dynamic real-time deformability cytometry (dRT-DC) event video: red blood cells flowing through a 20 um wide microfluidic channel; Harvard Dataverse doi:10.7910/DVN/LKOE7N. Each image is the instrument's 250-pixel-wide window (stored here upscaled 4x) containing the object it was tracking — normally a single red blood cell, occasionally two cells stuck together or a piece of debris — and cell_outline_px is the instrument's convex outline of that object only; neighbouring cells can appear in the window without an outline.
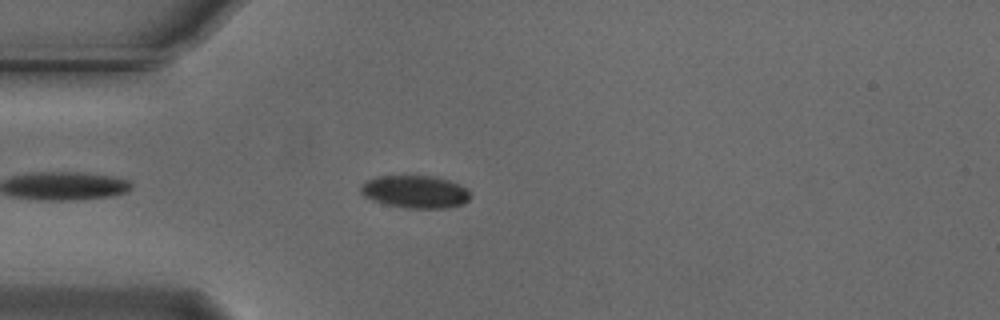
{"species": "Egyptian fruit bat (a non-hibernating species)", "species_latin": "Rousettus aegyptiacus", "temperature_condition": "cold", "stored_images_in_passage": 29, "camera_frame_rate_fps": 3000, "um_per_image_px": 0.085, "animal": {"sex": "male"}, "frame": {"image": 1, "passage_image": 5, "time_ms": 1.333, "image_size_px": [1000, 320], "cell_outline_px": [[472, 196], [464, 204], [448, 208], [408, 208], [388, 204], [372, 200], [364, 196], [360, 192], [360, 188], [368, 180], [376, 176], [436, 176], [460, 184], [468, 188]], "centroid_in_image_um": [35.36, 16.3], "position_along_channel_um": 49.6, "area_um2": 20.92}}
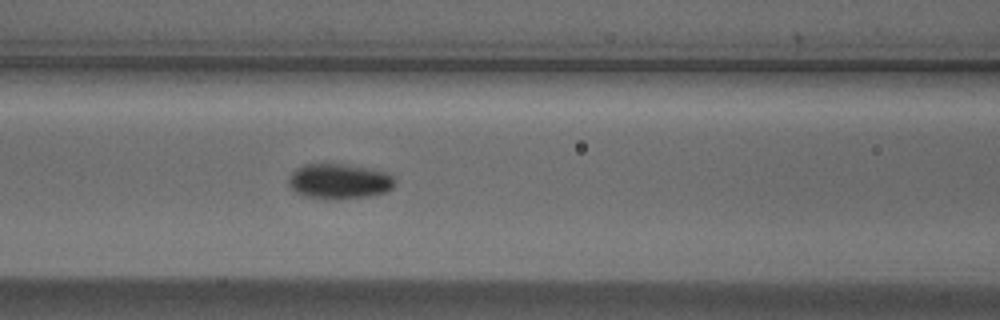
{"frame": {"image": 2, "passage_image": 13, "time_ms": 4.0, "image_size_px": [1000, 320], "cell_outline_px": [[396, 184], [388, 192], [368, 196], [340, 200], [304, 196], [296, 192], [288, 184], [288, 180], [292, 172], [296, 168], [304, 164], [344, 164], [388, 172], [396, 180]], "centroid_in_image_um": [28.86, 15.42], "position_along_channel_um": 137.7, "area_um2": 21.96}}
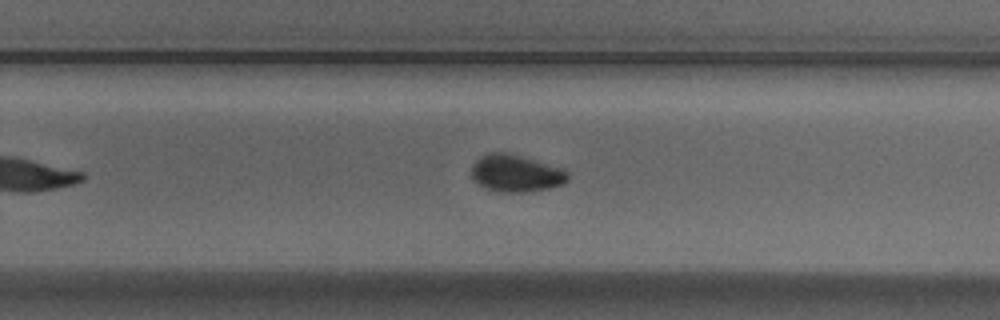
{"frame": {"image": 3, "passage_image": 25, "time_ms": 8.0, "image_size_px": [1000, 320], "cell_outline_px": [[568, 180], [564, 184], [532, 192], [500, 192], [488, 188], [472, 180], [472, 164], [480, 156], [488, 152], [508, 152], [564, 168], [568, 172]], "centroid_in_image_um": [43.87, 14.72], "position_along_channel_um": 285.9, "area_um2": 21.1}}